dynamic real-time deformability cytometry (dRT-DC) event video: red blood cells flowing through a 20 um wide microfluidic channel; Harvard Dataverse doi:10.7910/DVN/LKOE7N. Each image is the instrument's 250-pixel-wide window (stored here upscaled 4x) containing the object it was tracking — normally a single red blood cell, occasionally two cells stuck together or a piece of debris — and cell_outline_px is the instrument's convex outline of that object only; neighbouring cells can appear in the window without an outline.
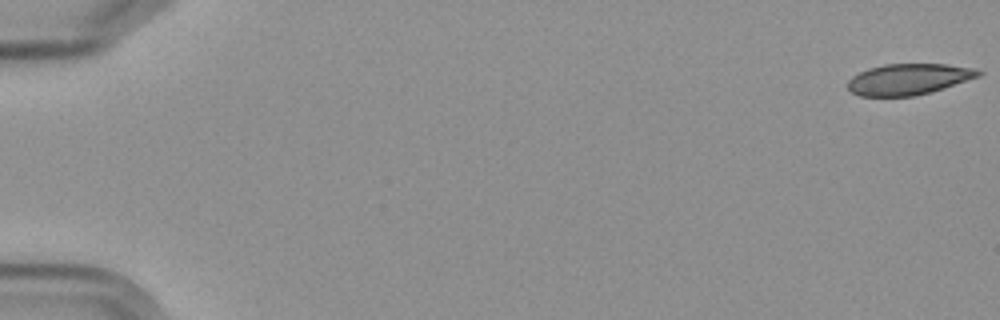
{"species": "Egyptian fruit bat (a non-hibernating species)", "species_latin": "Rousettus aegyptiacus", "temperature_condition": "cold", "stored_images_in_passage": 6, "camera_frame_rate_fps": 3000, "um_per_image_px": 0.085, "frame": {"image": 1, "passage_image": 1, "time_ms": 0.0, "image_size_px": [1000, 320], "cell_outline_px": [[984, 72], [980, 76], [932, 92], [916, 96], [860, 96], [852, 92], [848, 88], [848, 80], [852, 76], [868, 68], [884, 64], [948, 64], [976, 68]], "centroid_in_image_um": [77.26, 6.73], "position_along_channel_um": 7.7, "area_um2": 23.81}}